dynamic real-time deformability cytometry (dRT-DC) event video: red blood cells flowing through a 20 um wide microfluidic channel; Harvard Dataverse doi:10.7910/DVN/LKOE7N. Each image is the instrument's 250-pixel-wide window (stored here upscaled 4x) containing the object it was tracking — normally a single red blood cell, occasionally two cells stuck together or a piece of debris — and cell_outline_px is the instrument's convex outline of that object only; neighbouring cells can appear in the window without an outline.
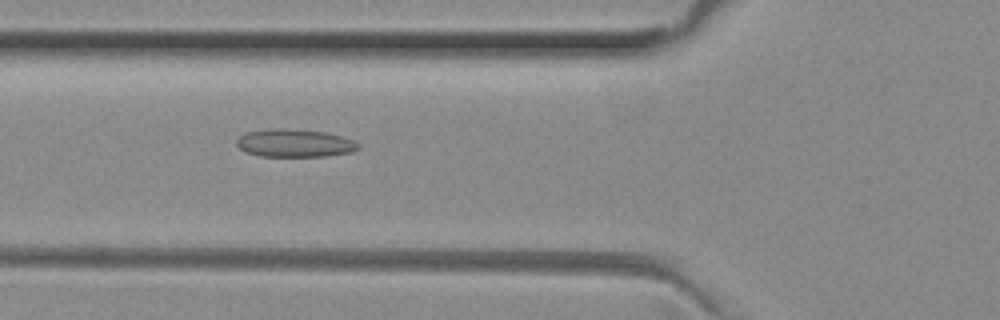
{"species": "common noctule bat (a hibernating species)", "species_latin": "Nyctalus noctula", "temperature_condition": "room temperature", "stored_images_in_passage": 48, "camera_frame_rate_fps": 3000, "um_per_image_px": 0.085, "animal": {"sex": "female", "body_mass_g": 29.2, "forearm_length_mm": 56.3}, "frame": {"image": 1, "passage_image": 15, "time_ms": 4.667, "image_size_px": [1000, 320], "cell_outline_px": [[360, 148], [352, 152], [328, 156], [260, 156], [244, 152], [236, 144], [236, 140], [240, 136], [248, 132], [276, 128], [288, 128], [324, 132], [340, 136], [352, 140], [360, 144]], "centroid_in_image_um": [25.05, 12.17], "position_along_channel_um": 100.8, "area_um2": 19.77}}
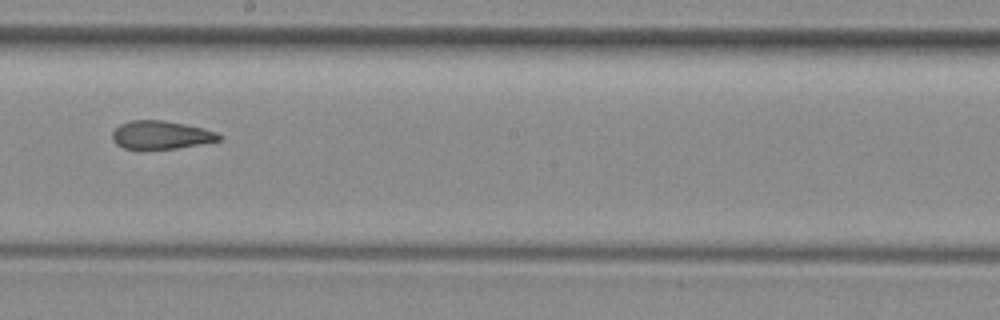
{"frame": {"image": 2, "passage_image": 25, "time_ms": 8.0, "image_size_px": [1000, 320], "cell_outline_px": [[224, 136], [220, 140], [200, 144], [176, 148], [124, 148], [116, 144], [112, 140], [112, 132], [120, 124], [132, 120], [160, 120], [184, 124], [204, 128], [216, 132]], "centroid_in_image_um": [13.69, 11.46], "position_along_channel_um": 234.5, "area_um2": 17.34}}
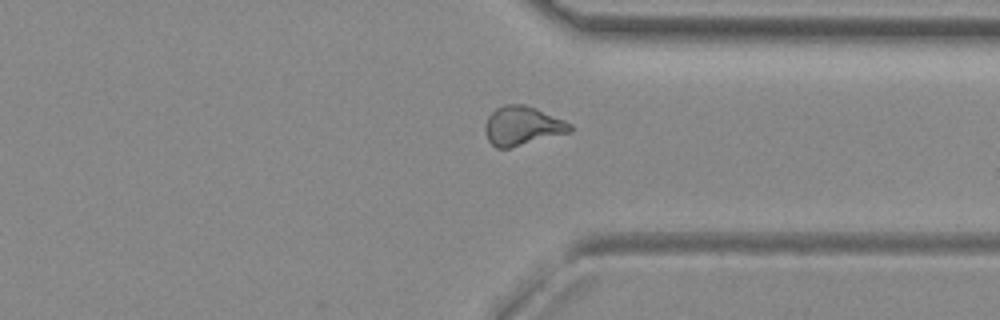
{"frame": {"image": 3, "passage_image": 35, "time_ms": 11.333, "image_size_px": [1000, 320], "cell_outline_px": [[572, 132], [508, 148], [496, 148], [488, 140], [484, 128], [484, 124], [488, 116], [496, 108], [504, 104], [524, 104], [536, 108], [564, 120], [572, 124]], "centroid_in_image_um": [44.39, 10.69], "position_along_channel_um": 367.0, "area_um2": 19.36}, "authors_computed_cell_mechanics": {"area_um2": 18.9295, "velocity_mm_per_s": 4.0078, "shape_relaxation_time_tau1_ms": null, "shape_relaxation_time_tau2_ms": 2.941, "deformation_change_tau1": null, "deformation_change_tau2": 0.1062}}